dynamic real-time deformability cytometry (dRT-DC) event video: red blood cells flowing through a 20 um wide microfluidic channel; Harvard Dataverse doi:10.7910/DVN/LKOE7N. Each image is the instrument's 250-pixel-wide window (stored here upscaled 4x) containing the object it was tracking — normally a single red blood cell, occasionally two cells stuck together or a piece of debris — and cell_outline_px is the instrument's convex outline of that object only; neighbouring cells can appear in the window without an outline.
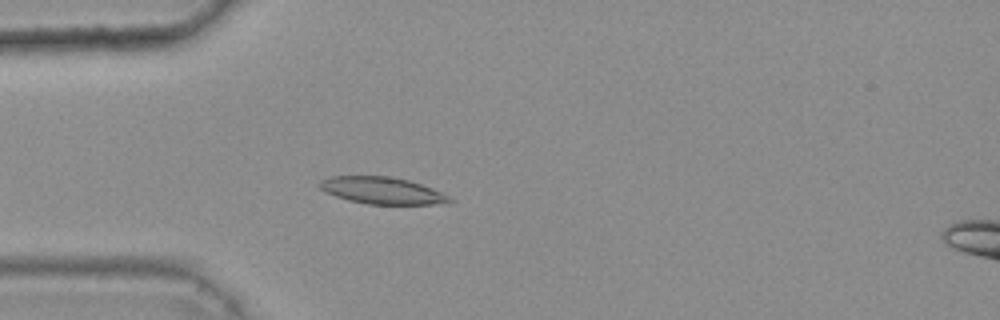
{"species": "common noctule bat (a hibernating species)", "species_latin": "Nyctalus noctula", "temperature_condition": "warm", "stored_images_in_passage": 44, "camera_frame_rate_fps": 3000, "um_per_image_px": 0.085, "animal": {"sex": "female", "body_mass_g": 25.1}, "frame": {"image": 1, "passage_image": 14, "time_ms": 4.333, "image_size_px": [1000, 320], "cell_outline_px": [[456, 200], [448, 204], [368, 204], [348, 200], [324, 192], [316, 184], [320, 180], [332, 176], [388, 176], [408, 180], [432, 188]], "centroid_in_image_um": [32.47, 16.2], "position_along_channel_um": 52.5, "area_um2": 20.46}}
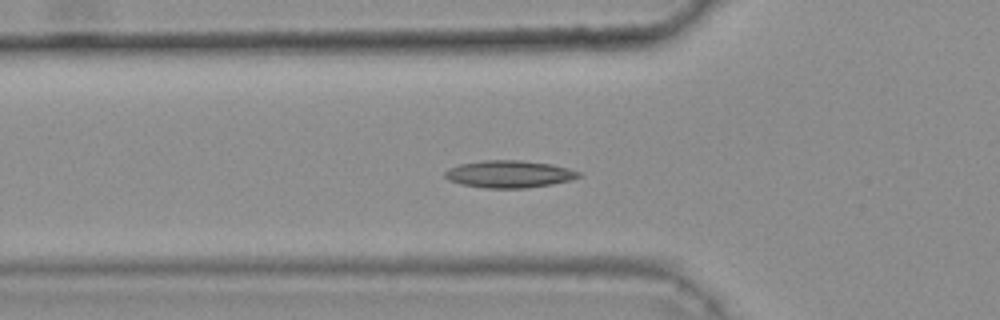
{"frame": {"image": 2, "passage_image": 17, "time_ms": 5.333, "image_size_px": [1000, 320], "cell_outline_px": [[584, 176], [552, 184], [528, 188], [484, 188], [460, 184], [448, 180], [444, 176], [444, 172], [448, 168], [460, 164], [484, 160], [520, 160], [552, 164], [568, 168], [580, 172]], "centroid_in_image_um": [43.27, 14.8], "position_along_channel_um": 82.5, "area_um2": 21.39}}
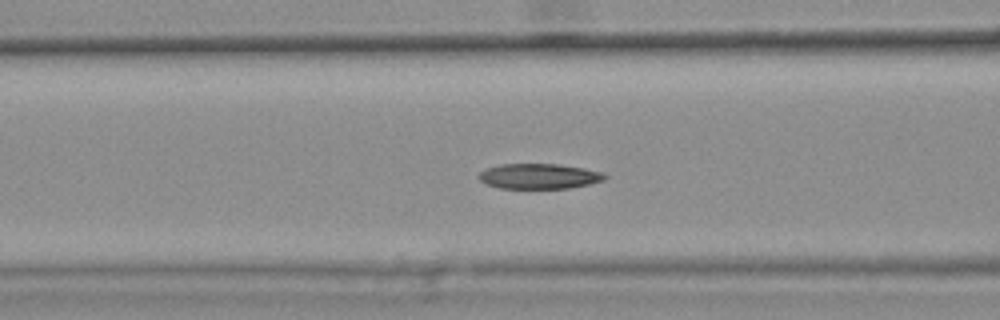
{"frame": {"image": 3, "passage_image": 20, "time_ms": 6.333, "image_size_px": [1000, 320], "cell_outline_px": [[608, 176], [604, 180], [588, 184], [568, 188], [500, 188], [484, 184], [476, 176], [484, 168], [500, 164], [560, 164], [584, 168], [604, 172]], "centroid_in_image_um": [45.79, 14.97], "position_along_channel_um": 120.8, "area_um2": 18.73}, "authors_computed_cell_mechanics": {"area_um2": 19.3052, "velocity_mm_per_s": 3.7918, "shape_relaxation_time_tau1_ms": 11.3148, "shape_relaxation_time_tau2_ms": 4.6799, "deformation_change_tau1": 0.195, "deformation_change_tau2": 0.0945}}